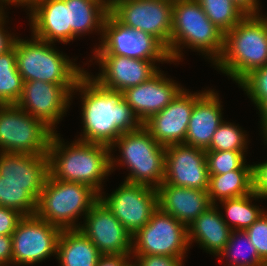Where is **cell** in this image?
I'll return each instance as SVG.
<instances>
[{
  "label": "cell",
  "instance_id": "1",
  "mask_svg": "<svg viewBox=\"0 0 267 266\" xmlns=\"http://www.w3.org/2000/svg\"><path fill=\"white\" fill-rule=\"evenodd\" d=\"M76 92L81 97L83 124L78 140L110 147L122 133L143 126L122 92L101 87L88 72L78 80L71 97Z\"/></svg>",
  "mask_w": 267,
  "mask_h": 266
},
{
  "label": "cell",
  "instance_id": "2",
  "mask_svg": "<svg viewBox=\"0 0 267 266\" xmlns=\"http://www.w3.org/2000/svg\"><path fill=\"white\" fill-rule=\"evenodd\" d=\"M65 143L59 133H53L47 152L49 174L57 180L86 184L100 194L111 175L110 147L78 139Z\"/></svg>",
  "mask_w": 267,
  "mask_h": 266
},
{
  "label": "cell",
  "instance_id": "3",
  "mask_svg": "<svg viewBox=\"0 0 267 266\" xmlns=\"http://www.w3.org/2000/svg\"><path fill=\"white\" fill-rule=\"evenodd\" d=\"M267 65V17L247 14L224 34V48L213 68L237 84L253 70Z\"/></svg>",
  "mask_w": 267,
  "mask_h": 266
},
{
  "label": "cell",
  "instance_id": "4",
  "mask_svg": "<svg viewBox=\"0 0 267 266\" xmlns=\"http://www.w3.org/2000/svg\"><path fill=\"white\" fill-rule=\"evenodd\" d=\"M197 51L213 65L224 48V33L207 17L197 0H174L169 44L171 62L183 59L182 48Z\"/></svg>",
  "mask_w": 267,
  "mask_h": 266
},
{
  "label": "cell",
  "instance_id": "5",
  "mask_svg": "<svg viewBox=\"0 0 267 266\" xmlns=\"http://www.w3.org/2000/svg\"><path fill=\"white\" fill-rule=\"evenodd\" d=\"M117 147L120 155L115 158L113 150ZM110 150L111 172L117 166L128 169L124 181L155 189L164 182L166 147L159 144L144 126L122 133L110 146Z\"/></svg>",
  "mask_w": 267,
  "mask_h": 266
},
{
  "label": "cell",
  "instance_id": "6",
  "mask_svg": "<svg viewBox=\"0 0 267 266\" xmlns=\"http://www.w3.org/2000/svg\"><path fill=\"white\" fill-rule=\"evenodd\" d=\"M16 65L25 81H44L52 84H77L87 72L73 59L57 50L54 43L40 40L31 34V39L15 40Z\"/></svg>",
  "mask_w": 267,
  "mask_h": 266
},
{
  "label": "cell",
  "instance_id": "7",
  "mask_svg": "<svg viewBox=\"0 0 267 266\" xmlns=\"http://www.w3.org/2000/svg\"><path fill=\"white\" fill-rule=\"evenodd\" d=\"M98 199L99 194L90 186L57 180L49 174L37 201L36 215L61 230L79 229V217L84 219Z\"/></svg>",
  "mask_w": 267,
  "mask_h": 266
},
{
  "label": "cell",
  "instance_id": "8",
  "mask_svg": "<svg viewBox=\"0 0 267 266\" xmlns=\"http://www.w3.org/2000/svg\"><path fill=\"white\" fill-rule=\"evenodd\" d=\"M53 133L17 104L0 105V152L47 155Z\"/></svg>",
  "mask_w": 267,
  "mask_h": 266
},
{
  "label": "cell",
  "instance_id": "9",
  "mask_svg": "<svg viewBox=\"0 0 267 266\" xmlns=\"http://www.w3.org/2000/svg\"><path fill=\"white\" fill-rule=\"evenodd\" d=\"M189 248L187 227L159 207L132 236V255H165L185 259Z\"/></svg>",
  "mask_w": 267,
  "mask_h": 266
},
{
  "label": "cell",
  "instance_id": "10",
  "mask_svg": "<svg viewBox=\"0 0 267 266\" xmlns=\"http://www.w3.org/2000/svg\"><path fill=\"white\" fill-rule=\"evenodd\" d=\"M94 54H114L127 58L172 63L167 48L154 36L123 26L110 13L103 23V35ZM97 47V48H96Z\"/></svg>",
  "mask_w": 267,
  "mask_h": 266
},
{
  "label": "cell",
  "instance_id": "11",
  "mask_svg": "<svg viewBox=\"0 0 267 266\" xmlns=\"http://www.w3.org/2000/svg\"><path fill=\"white\" fill-rule=\"evenodd\" d=\"M174 0H111L109 13L123 26L157 38L169 54Z\"/></svg>",
  "mask_w": 267,
  "mask_h": 266
},
{
  "label": "cell",
  "instance_id": "12",
  "mask_svg": "<svg viewBox=\"0 0 267 266\" xmlns=\"http://www.w3.org/2000/svg\"><path fill=\"white\" fill-rule=\"evenodd\" d=\"M62 230L35 215L23 216L12 236V266H32L56 257Z\"/></svg>",
  "mask_w": 267,
  "mask_h": 266
},
{
  "label": "cell",
  "instance_id": "13",
  "mask_svg": "<svg viewBox=\"0 0 267 266\" xmlns=\"http://www.w3.org/2000/svg\"><path fill=\"white\" fill-rule=\"evenodd\" d=\"M99 199L133 236L158 208L157 189L123 181L111 194H99Z\"/></svg>",
  "mask_w": 267,
  "mask_h": 266
},
{
  "label": "cell",
  "instance_id": "14",
  "mask_svg": "<svg viewBox=\"0 0 267 266\" xmlns=\"http://www.w3.org/2000/svg\"><path fill=\"white\" fill-rule=\"evenodd\" d=\"M76 84H52L44 81L23 82V93L16 103L32 117L41 120L54 133L66 116ZM71 101V102H70Z\"/></svg>",
  "mask_w": 267,
  "mask_h": 266
},
{
  "label": "cell",
  "instance_id": "15",
  "mask_svg": "<svg viewBox=\"0 0 267 266\" xmlns=\"http://www.w3.org/2000/svg\"><path fill=\"white\" fill-rule=\"evenodd\" d=\"M190 92L183 88L160 112L153 114L143 126L161 145L184 144L195 102L206 92Z\"/></svg>",
  "mask_w": 267,
  "mask_h": 266
},
{
  "label": "cell",
  "instance_id": "16",
  "mask_svg": "<svg viewBox=\"0 0 267 266\" xmlns=\"http://www.w3.org/2000/svg\"><path fill=\"white\" fill-rule=\"evenodd\" d=\"M83 222L79 229L102 255H132V235L100 199L91 206Z\"/></svg>",
  "mask_w": 267,
  "mask_h": 266
},
{
  "label": "cell",
  "instance_id": "17",
  "mask_svg": "<svg viewBox=\"0 0 267 266\" xmlns=\"http://www.w3.org/2000/svg\"><path fill=\"white\" fill-rule=\"evenodd\" d=\"M92 60L99 64L100 72L90 75L101 87L124 92L154 76L160 69L155 61L127 58L114 54H93Z\"/></svg>",
  "mask_w": 267,
  "mask_h": 266
},
{
  "label": "cell",
  "instance_id": "18",
  "mask_svg": "<svg viewBox=\"0 0 267 266\" xmlns=\"http://www.w3.org/2000/svg\"><path fill=\"white\" fill-rule=\"evenodd\" d=\"M164 182L178 187L208 190L205 150L185 144L166 146Z\"/></svg>",
  "mask_w": 267,
  "mask_h": 266
},
{
  "label": "cell",
  "instance_id": "19",
  "mask_svg": "<svg viewBox=\"0 0 267 266\" xmlns=\"http://www.w3.org/2000/svg\"><path fill=\"white\" fill-rule=\"evenodd\" d=\"M29 25L32 35L49 43L68 44L77 37L68 26L66 0H28Z\"/></svg>",
  "mask_w": 267,
  "mask_h": 266
},
{
  "label": "cell",
  "instance_id": "20",
  "mask_svg": "<svg viewBox=\"0 0 267 266\" xmlns=\"http://www.w3.org/2000/svg\"><path fill=\"white\" fill-rule=\"evenodd\" d=\"M163 73L164 71L159 70L144 83L129 87L122 92L127 104L142 123L163 110L183 89L179 83Z\"/></svg>",
  "mask_w": 267,
  "mask_h": 266
},
{
  "label": "cell",
  "instance_id": "21",
  "mask_svg": "<svg viewBox=\"0 0 267 266\" xmlns=\"http://www.w3.org/2000/svg\"><path fill=\"white\" fill-rule=\"evenodd\" d=\"M214 89L207 90L194 104L185 145L207 150L212 137L224 121L222 99Z\"/></svg>",
  "mask_w": 267,
  "mask_h": 266
},
{
  "label": "cell",
  "instance_id": "22",
  "mask_svg": "<svg viewBox=\"0 0 267 266\" xmlns=\"http://www.w3.org/2000/svg\"><path fill=\"white\" fill-rule=\"evenodd\" d=\"M158 207L188 227L211 202L208 191L163 182L158 188Z\"/></svg>",
  "mask_w": 267,
  "mask_h": 266
},
{
  "label": "cell",
  "instance_id": "23",
  "mask_svg": "<svg viewBox=\"0 0 267 266\" xmlns=\"http://www.w3.org/2000/svg\"><path fill=\"white\" fill-rule=\"evenodd\" d=\"M218 206H209L187 227L189 246L195 242L200 249L216 257L226 247L232 232Z\"/></svg>",
  "mask_w": 267,
  "mask_h": 266
},
{
  "label": "cell",
  "instance_id": "24",
  "mask_svg": "<svg viewBox=\"0 0 267 266\" xmlns=\"http://www.w3.org/2000/svg\"><path fill=\"white\" fill-rule=\"evenodd\" d=\"M48 175V155L0 152V176L4 182L45 183Z\"/></svg>",
  "mask_w": 267,
  "mask_h": 266
},
{
  "label": "cell",
  "instance_id": "25",
  "mask_svg": "<svg viewBox=\"0 0 267 266\" xmlns=\"http://www.w3.org/2000/svg\"><path fill=\"white\" fill-rule=\"evenodd\" d=\"M102 254L80 229H64L57 241L60 266H96Z\"/></svg>",
  "mask_w": 267,
  "mask_h": 266
},
{
  "label": "cell",
  "instance_id": "26",
  "mask_svg": "<svg viewBox=\"0 0 267 266\" xmlns=\"http://www.w3.org/2000/svg\"><path fill=\"white\" fill-rule=\"evenodd\" d=\"M68 26L78 38L97 32L102 39L103 23L109 14V5L103 0H66ZM87 33V34H86Z\"/></svg>",
  "mask_w": 267,
  "mask_h": 266
},
{
  "label": "cell",
  "instance_id": "27",
  "mask_svg": "<svg viewBox=\"0 0 267 266\" xmlns=\"http://www.w3.org/2000/svg\"><path fill=\"white\" fill-rule=\"evenodd\" d=\"M207 191L211 204L252 193L253 165L245 163L240 169L209 176Z\"/></svg>",
  "mask_w": 267,
  "mask_h": 266
},
{
  "label": "cell",
  "instance_id": "28",
  "mask_svg": "<svg viewBox=\"0 0 267 266\" xmlns=\"http://www.w3.org/2000/svg\"><path fill=\"white\" fill-rule=\"evenodd\" d=\"M44 184L4 182L0 176V206L17 210L23 216L35 215Z\"/></svg>",
  "mask_w": 267,
  "mask_h": 266
},
{
  "label": "cell",
  "instance_id": "29",
  "mask_svg": "<svg viewBox=\"0 0 267 266\" xmlns=\"http://www.w3.org/2000/svg\"><path fill=\"white\" fill-rule=\"evenodd\" d=\"M262 200L254 192L237 197L219 201L222 209H225V215L222 213L224 222L232 230H246L249 228L263 213L264 209L253 200ZM255 204V205H254ZM229 219V220H228Z\"/></svg>",
  "mask_w": 267,
  "mask_h": 266
},
{
  "label": "cell",
  "instance_id": "30",
  "mask_svg": "<svg viewBox=\"0 0 267 266\" xmlns=\"http://www.w3.org/2000/svg\"><path fill=\"white\" fill-rule=\"evenodd\" d=\"M23 93V79L16 65L15 43L0 54V105L16 104Z\"/></svg>",
  "mask_w": 267,
  "mask_h": 266
},
{
  "label": "cell",
  "instance_id": "31",
  "mask_svg": "<svg viewBox=\"0 0 267 266\" xmlns=\"http://www.w3.org/2000/svg\"><path fill=\"white\" fill-rule=\"evenodd\" d=\"M217 257L226 259L227 266H254L264 262L244 230H232L226 247Z\"/></svg>",
  "mask_w": 267,
  "mask_h": 266
},
{
  "label": "cell",
  "instance_id": "32",
  "mask_svg": "<svg viewBox=\"0 0 267 266\" xmlns=\"http://www.w3.org/2000/svg\"><path fill=\"white\" fill-rule=\"evenodd\" d=\"M210 21L224 34L247 14L232 0H197Z\"/></svg>",
  "mask_w": 267,
  "mask_h": 266
},
{
  "label": "cell",
  "instance_id": "33",
  "mask_svg": "<svg viewBox=\"0 0 267 266\" xmlns=\"http://www.w3.org/2000/svg\"><path fill=\"white\" fill-rule=\"evenodd\" d=\"M242 127L223 121L215 131L210 146L205 151H246L248 134Z\"/></svg>",
  "mask_w": 267,
  "mask_h": 266
},
{
  "label": "cell",
  "instance_id": "34",
  "mask_svg": "<svg viewBox=\"0 0 267 266\" xmlns=\"http://www.w3.org/2000/svg\"><path fill=\"white\" fill-rule=\"evenodd\" d=\"M245 152L247 151H205L209 176L240 169L247 162Z\"/></svg>",
  "mask_w": 267,
  "mask_h": 266
},
{
  "label": "cell",
  "instance_id": "35",
  "mask_svg": "<svg viewBox=\"0 0 267 266\" xmlns=\"http://www.w3.org/2000/svg\"><path fill=\"white\" fill-rule=\"evenodd\" d=\"M251 102L258 109L267 100V65L253 70L246 75L239 83Z\"/></svg>",
  "mask_w": 267,
  "mask_h": 266
},
{
  "label": "cell",
  "instance_id": "36",
  "mask_svg": "<svg viewBox=\"0 0 267 266\" xmlns=\"http://www.w3.org/2000/svg\"><path fill=\"white\" fill-rule=\"evenodd\" d=\"M259 257L267 263V211L245 230Z\"/></svg>",
  "mask_w": 267,
  "mask_h": 266
},
{
  "label": "cell",
  "instance_id": "37",
  "mask_svg": "<svg viewBox=\"0 0 267 266\" xmlns=\"http://www.w3.org/2000/svg\"><path fill=\"white\" fill-rule=\"evenodd\" d=\"M140 266H184L185 259L165 255H132Z\"/></svg>",
  "mask_w": 267,
  "mask_h": 266
},
{
  "label": "cell",
  "instance_id": "38",
  "mask_svg": "<svg viewBox=\"0 0 267 266\" xmlns=\"http://www.w3.org/2000/svg\"><path fill=\"white\" fill-rule=\"evenodd\" d=\"M253 192L261 199H267V160L253 164Z\"/></svg>",
  "mask_w": 267,
  "mask_h": 266
},
{
  "label": "cell",
  "instance_id": "39",
  "mask_svg": "<svg viewBox=\"0 0 267 266\" xmlns=\"http://www.w3.org/2000/svg\"><path fill=\"white\" fill-rule=\"evenodd\" d=\"M22 217L17 210L0 206V235H12Z\"/></svg>",
  "mask_w": 267,
  "mask_h": 266
},
{
  "label": "cell",
  "instance_id": "40",
  "mask_svg": "<svg viewBox=\"0 0 267 266\" xmlns=\"http://www.w3.org/2000/svg\"><path fill=\"white\" fill-rule=\"evenodd\" d=\"M6 13L5 9H0V54L9 51L14 46L15 40L17 39L15 33H9L8 29L4 27L8 17Z\"/></svg>",
  "mask_w": 267,
  "mask_h": 266
},
{
  "label": "cell",
  "instance_id": "41",
  "mask_svg": "<svg viewBox=\"0 0 267 266\" xmlns=\"http://www.w3.org/2000/svg\"><path fill=\"white\" fill-rule=\"evenodd\" d=\"M12 236L0 235V266L12 265Z\"/></svg>",
  "mask_w": 267,
  "mask_h": 266
},
{
  "label": "cell",
  "instance_id": "42",
  "mask_svg": "<svg viewBox=\"0 0 267 266\" xmlns=\"http://www.w3.org/2000/svg\"><path fill=\"white\" fill-rule=\"evenodd\" d=\"M132 256L123 254L101 255L96 266H123Z\"/></svg>",
  "mask_w": 267,
  "mask_h": 266
},
{
  "label": "cell",
  "instance_id": "43",
  "mask_svg": "<svg viewBox=\"0 0 267 266\" xmlns=\"http://www.w3.org/2000/svg\"><path fill=\"white\" fill-rule=\"evenodd\" d=\"M246 14H260V0H232Z\"/></svg>",
  "mask_w": 267,
  "mask_h": 266
},
{
  "label": "cell",
  "instance_id": "44",
  "mask_svg": "<svg viewBox=\"0 0 267 266\" xmlns=\"http://www.w3.org/2000/svg\"><path fill=\"white\" fill-rule=\"evenodd\" d=\"M260 117V134L264 139V143H267V100L258 108Z\"/></svg>",
  "mask_w": 267,
  "mask_h": 266
},
{
  "label": "cell",
  "instance_id": "45",
  "mask_svg": "<svg viewBox=\"0 0 267 266\" xmlns=\"http://www.w3.org/2000/svg\"><path fill=\"white\" fill-rule=\"evenodd\" d=\"M27 1L28 0H0V8L7 9L6 6L8 5H14V7L22 6L23 8H25Z\"/></svg>",
  "mask_w": 267,
  "mask_h": 266
},
{
  "label": "cell",
  "instance_id": "46",
  "mask_svg": "<svg viewBox=\"0 0 267 266\" xmlns=\"http://www.w3.org/2000/svg\"><path fill=\"white\" fill-rule=\"evenodd\" d=\"M134 259V260H131ZM123 266H140L135 258H130Z\"/></svg>",
  "mask_w": 267,
  "mask_h": 266
},
{
  "label": "cell",
  "instance_id": "47",
  "mask_svg": "<svg viewBox=\"0 0 267 266\" xmlns=\"http://www.w3.org/2000/svg\"><path fill=\"white\" fill-rule=\"evenodd\" d=\"M254 266H267V263L266 262H263V263H261L259 265H254Z\"/></svg>",
  "mask_w": 267,
  "mask_h": 266
},
{
  "label": "cell",
  "instance_id": "48",
  "mask_svg": "<svg viewBox=\"0 0 267 266\" xmlns=\"http://www.w3.org/2000/svg\"><path fill=\"white\" fill-rule=\"evenodd\" d=\"M103 1H105L110 6L111 0H103Z\"/></svg>",
  "mask_w": 267,
  "mask_h": 266
}]
</instances>
